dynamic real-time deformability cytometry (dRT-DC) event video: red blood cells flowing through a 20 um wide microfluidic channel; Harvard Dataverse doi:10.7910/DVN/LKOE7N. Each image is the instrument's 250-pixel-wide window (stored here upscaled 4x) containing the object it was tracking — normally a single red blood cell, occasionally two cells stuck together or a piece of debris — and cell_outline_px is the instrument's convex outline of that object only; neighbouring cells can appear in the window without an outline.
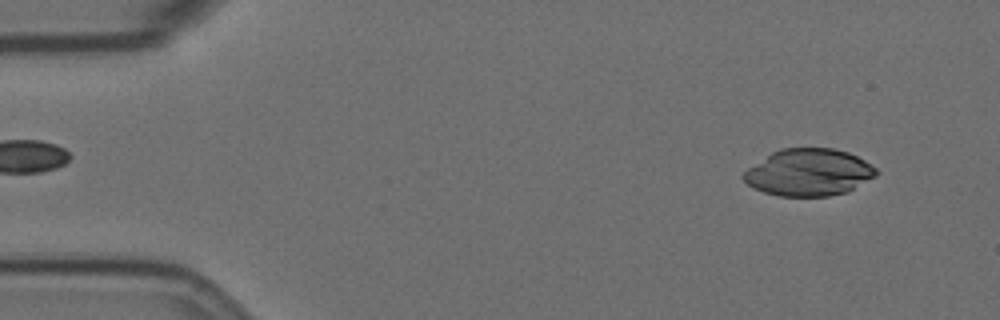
{"species": "Egyptian fruit bat (a non-hibernating species)", "species_latin": "Rousettus aegyptiacus", "temperature_condition": "room temperature", "stored_images_in_passage": 55, "camera_frame_rate_fps": 3000, "um_per_image_px": 0.085, "animal": {"sex": "female"}, "frame": {"image": 1, "passage_image": 4, "time_ms": 1.0, "image_size_px": [1000, 320], "cell_outline_px": [[880, 172], [876, 176], [848, 192], [828, 196], [780, 196], [764, 192], [748, 184], [740, 176], [748, 168], [772, 152], [780, 148], [832, 148], [848, 152], [864, 160], [876, 168]], "centroid_in_image_um": [68.76, 14.65], "position_along_channel_um": 16.2, "area_um2": 36.36}}